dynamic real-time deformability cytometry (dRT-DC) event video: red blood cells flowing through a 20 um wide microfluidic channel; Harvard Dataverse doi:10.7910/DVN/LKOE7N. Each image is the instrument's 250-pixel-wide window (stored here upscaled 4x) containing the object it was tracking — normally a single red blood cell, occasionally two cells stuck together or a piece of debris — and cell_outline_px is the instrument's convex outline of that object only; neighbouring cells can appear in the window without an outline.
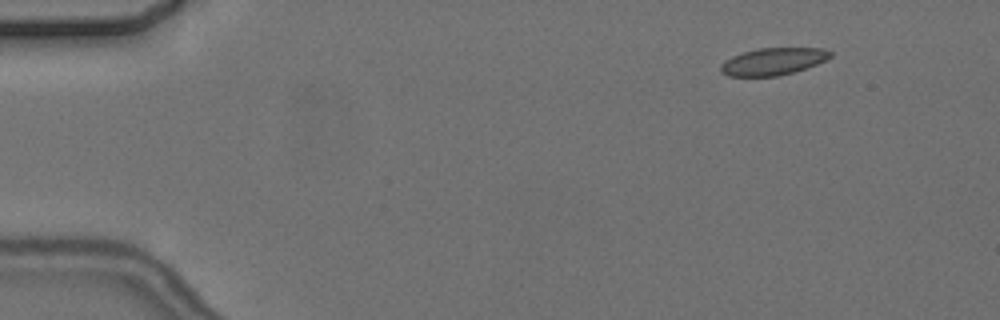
{"species": "common noctule bat (a hibernating species)", "species_latin": "Nyctalus noctula", "temperature_condition": "cold", "stored_images_in_passage": 10, "camera_frame_rate_fps": 3000, "um_per_image_px": 0.085, "animal": {"sex": "female", "body_mass_g": 24.6, "forearm_length_mm": 56.2}, "frame": {"image": 1, "passage_image": 2, "time_ms": 1.0, "image_size_px": [1000, 320], "cell_outline_px": [[832, 56], [816, 64], [792, 72], [776, 76], [728, 76], [720, 72], [720, 64], [724, 60], [732, 56], [744, 52], [760, 48], [824, 48], [832, 52]], "centroid_in_image_um": [65.67, 5.22], "position_along_channel_um": 19.3, "area_um2": 17.22}}
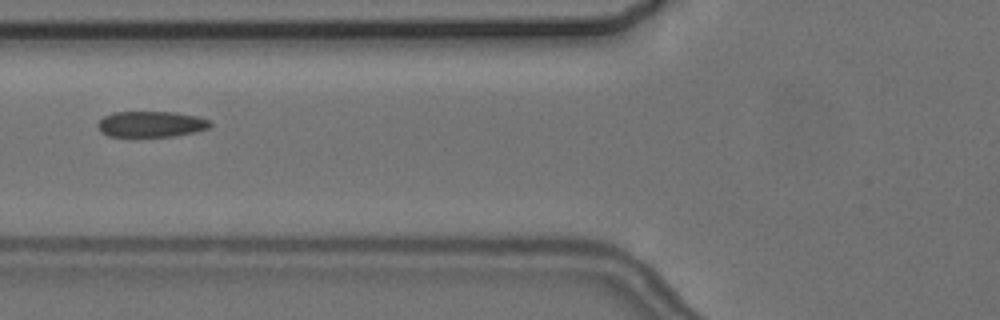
{"frame": {"image": 2, "passage_image": 6, "time_ms": 6.333, "image_size_px": [1000, 320], "cell_outline_px": [[212, 124], [208, 128], [196, 132], [172, 136], [108, 136], [100, 132], [96, 124], [104, 116], [116, 112], [172, 112], [196, 116], [208, 120]], "centroid_in_image_um": [12.81, 10.55], "position_along_channel_um": 113.0, "area_um2": 16.82}}
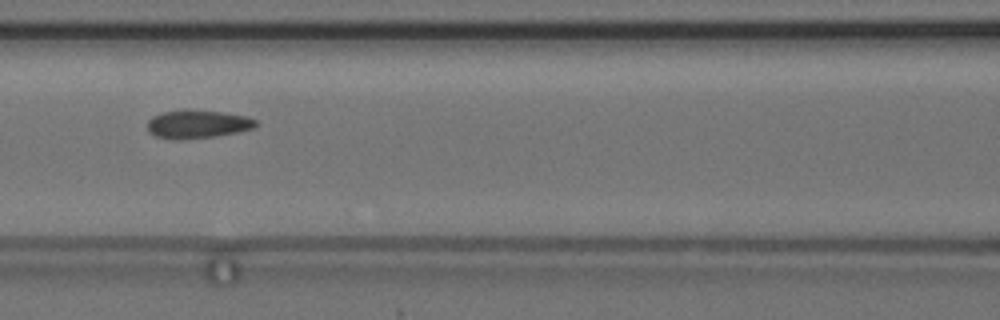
{"frame": {"image": 3, "passage_image": 7, "time_ms": 7.333, "image_size_px": [1000, 320], "cell_outline_px": [[256, 124], [252, 128], [236, 132], [216, 136], [180, 140], [172, 140], [156, 136], [148, 132], [148, 120], [152, 116], [164, 112], [188, 108], [224, 112], [244, 116], [256, 120]], "centroid_in_image_um": [16.73, 10.54], "position_along_channel_um": 149.9, "area_um2": 18.03}}